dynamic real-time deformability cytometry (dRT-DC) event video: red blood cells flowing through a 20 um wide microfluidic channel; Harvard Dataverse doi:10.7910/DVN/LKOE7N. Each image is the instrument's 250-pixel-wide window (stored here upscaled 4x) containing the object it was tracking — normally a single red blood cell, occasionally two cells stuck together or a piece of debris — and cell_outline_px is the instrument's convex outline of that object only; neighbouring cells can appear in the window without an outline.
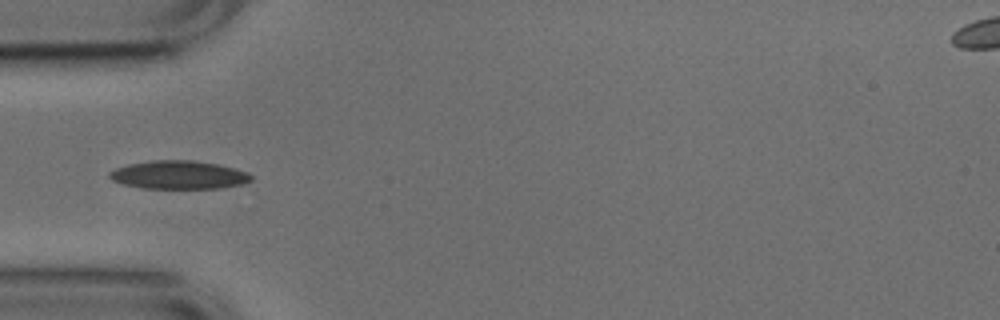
{"species": "common noctule bat (a hibernating species)", "species_latin": "Nyctalus noctula", "temperature_condition": "cold", "stored_images_in_passage": 37, "camera_frame_rate_fps": 3000, "um_per_image_px": 0.085, "animal": {"sex": "male", "body_mass_g": 17.9, "forearm_length_mm": 54.2}, "frame": {"image": 1, "passage_image": 1, "time_ms": 0.0, "image_size_px": [1000, 320], "cell_outline_px": [[252, 180], [240, 184], [220, 188], [144, 188], [124, 184], [112, 180], [108, 176], [108, 172], [116, 168], [128, 164], [156, 160], [192, 160], [216, 164], [248, 172], [252, 176]], "centroid_in_image_um": [15.17, 14.86], "position_along_channel_um": 69.8, "area_um2": 23.12}}
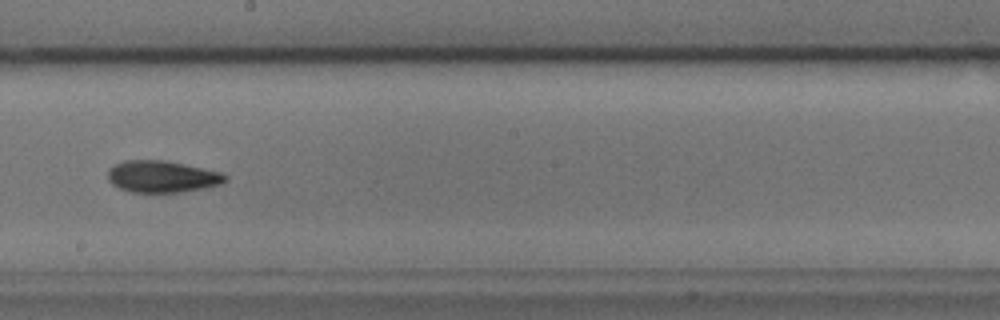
{"frame": {"image": 2, "passage_image": 14, "time_ms": 4.333, "image_size_px": [1000, 320], "cell_outline_px": [[228, 180], [220, 184], [204, 188], [184, 192], [132, 192], [120, 188], [112, 184], [108, 180], [108, 168], [124, 160], [168, 160], [224, 172], [228, 176]], "centroid_in_image_um": [13.82, 15.0], "position_along_channel_um": 234.4, "area_um2": 22.08}}
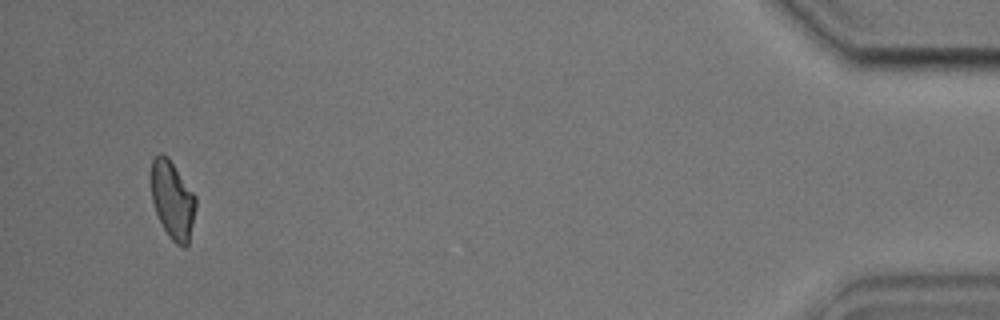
{"frame": {"image": 3, "passage_image": 35, "time_ms": 11.333, "image_size_px": [1000, 320], "cell_outline_px": [[196, 208], [188, 244], [184, 248], [176, 244], [172, 240], [164, 228], [156, 212], [152, 200], [152, 160], [160, 152], [168, 156], [196, 196]], "centroid_in_image_um": [14.68, 16.99], "position_along_channel_um": 420.5, "area_um2": 20.06}, "authors_computed_cell_mechanics": {"area_um2": 21.2704, "velocity_mm_per_s": 3.7747, "shape_relaxation_time_tau1_ms": 4.7035, "shape_relaxation_time_tau2_ms": 2.9084, "deformation_change_tau1": 0.1313, "deformation_change_tau2": 0.0795}}